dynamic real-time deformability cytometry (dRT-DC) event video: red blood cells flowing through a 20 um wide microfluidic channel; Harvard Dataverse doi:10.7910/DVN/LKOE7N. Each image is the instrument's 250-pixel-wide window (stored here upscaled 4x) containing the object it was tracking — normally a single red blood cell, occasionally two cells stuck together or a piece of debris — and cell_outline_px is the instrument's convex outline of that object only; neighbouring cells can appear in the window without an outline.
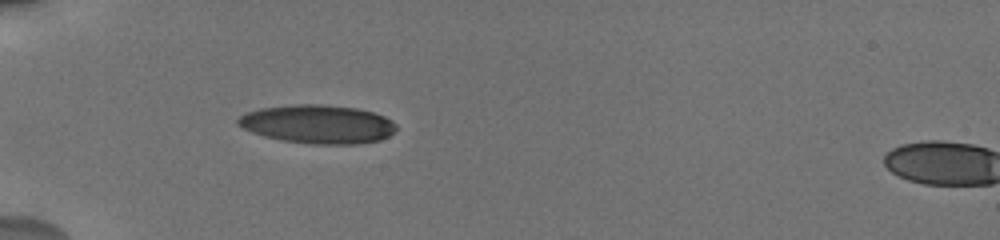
{"species": "human", "species_latin": "Homo sapiens", "temperature_condition": "cold", "stored_images_in_passage": 9, "camera_frame_rate_fps": 3000, "um_per_image_px": 0.085, "donor": {"sex": "male"}, "frame": {"image": 1, "passage_image": 6, "time_ms": 5.667, "image_size_px": [1000, 240], "cell_outline_px": [[396, 132], [380, 140], [356, 144], [308, 144], [280, 140], [264, 136], [252, 132], [236, 124], [236, 120], [240, 116], [248, 112], [260, 108], [292, 104], [324, 104], [356, 108], [372, 112], [384, 116], [392, 120], [396, 124]], "centroid_in_image_um": [27.02, 10.55], "position_along_channel_um": 58.0, "area_um2": 35.84}}
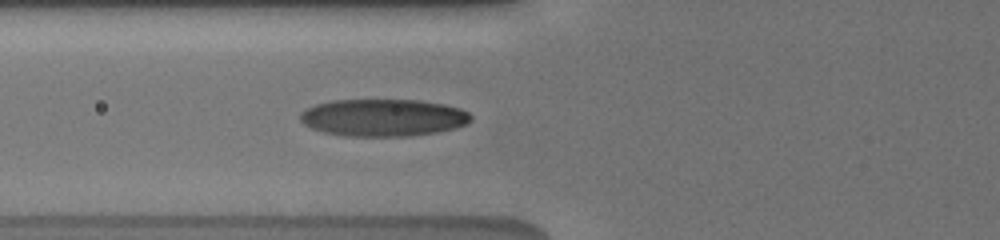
{"frame": {"image": 2, "passage_image": 9, "time_ms": 7.0, "image_size_px": [1000, 240], "cell_outline_px": [[472, 120], [468, 124], [456, 128], [436, 132], [412, 136], [344, 136], [324, 132], [312, 128], [304, 124], [300, 120], [300, 112], [316, 104], [332, 100], [420, 100], [444, 104], [460, 108], [468, 112], [472, 116]], "centroid_in_image_um": [32.6, 10.0], "position_along_channel_um": 93.2, "area_um2": 37.28}}